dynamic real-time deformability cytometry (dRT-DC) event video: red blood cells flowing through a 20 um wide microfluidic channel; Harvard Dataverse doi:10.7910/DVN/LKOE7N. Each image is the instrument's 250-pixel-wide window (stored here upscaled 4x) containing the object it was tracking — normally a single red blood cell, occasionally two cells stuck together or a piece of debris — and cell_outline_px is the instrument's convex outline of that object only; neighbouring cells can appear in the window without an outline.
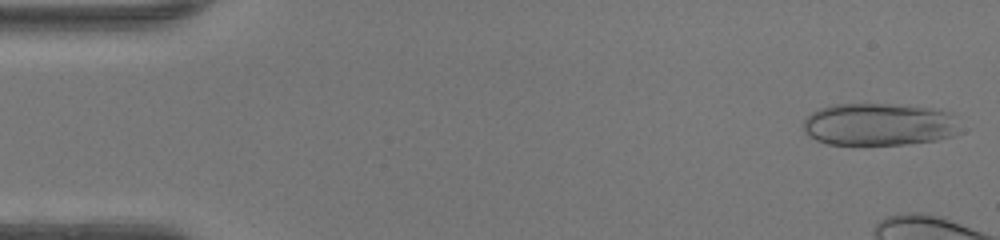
{"species": "human", "species_latin": "Homo sapiens", "temperature_condition": "warm", "stored_images_in_passage": 11, "camera_frame_rate_fps": 3000, "um_per_image_px": 0.085, "donor": {"sex": "female"}, "frame": {"image": 1, "passage_image": 2, "time_ms": 0.333, "image_size_px": [1000, 240], "cell_outline_px": [[956, 132], [952, 136], [936, 140], [904, 144], [828, 144], [816, 140], [808, 136], [804, 132], [804, 120], [812, 112], [820, 108], [832, 104], [900, 104], [940, 108], [952, 112], [956, 116]], "centroid_in_image_um": [74.73, 10.55], "position_along_channel_um": 10.3, "area_um2": 39.07}}